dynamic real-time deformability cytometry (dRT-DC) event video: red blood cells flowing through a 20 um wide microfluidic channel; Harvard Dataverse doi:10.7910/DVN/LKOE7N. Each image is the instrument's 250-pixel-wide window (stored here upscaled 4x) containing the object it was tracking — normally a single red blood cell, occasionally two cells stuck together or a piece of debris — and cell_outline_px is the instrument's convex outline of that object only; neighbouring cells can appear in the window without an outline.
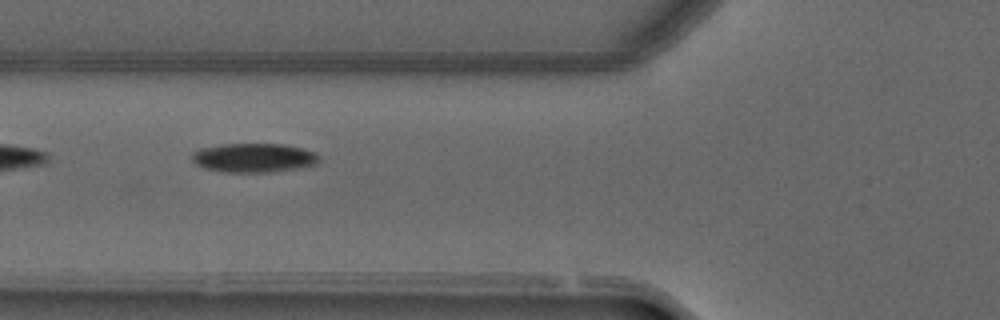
{"species": "common noctule bat (a hibernating species)", "species_latin": "Nyctalus noctula", "temperature_condition": "warm", "stored_images_in_passage": 4, "camera_frame_rate_fps": 3000, "um_per_image_px": 0.085, "animal": {"sex": "male", "forearm_length_mm": 52.5}, "frame": {"image": 1, "passage_image": 2, "time_ms": 0.333, "image_size_px": [1000, 320], "cell_outline_px": [[320, 160], [316, 164], [300, 168], [272, 172], [224, 172], [204, 168], [196, 164], [192, 160], [192, 152], [200, 148], [224, 144], [284, 144], [316, 152], [320, 156]], "centroid_in_image_um": [21.59, 13.41], "position_along_channel_um": 104.2, "area_um2": 21.68}}
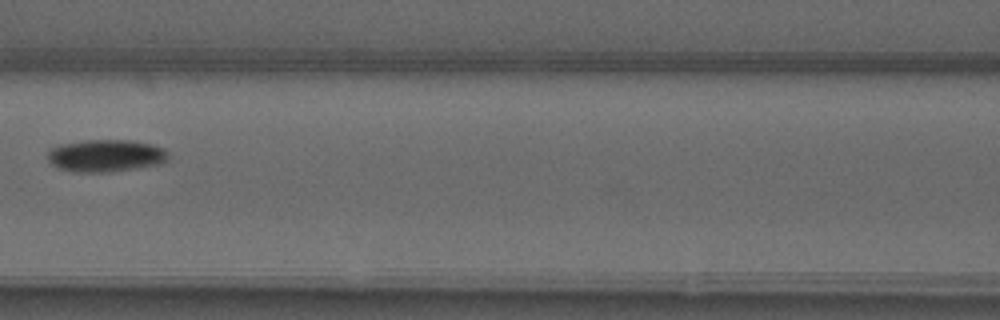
{"frame": {"image": 2, "passage_image": 3, "time_ms": 0.667, "image_size_px": [1000, 320], "cell_outline_px": [[168, 160], [160, 164], [136, 168], [104, 172], [76, 172], [60, 168], [52, 164], [48, 160], [48, 152], [52, 148], [64, 144], [92, 140], [124, 140], [148, 144], [160, 148], [168, 152]], "centroid_in_image_um": [8.99, 13.25], "position_along_channel_um": 157.6, "area_um2": 22.14}}
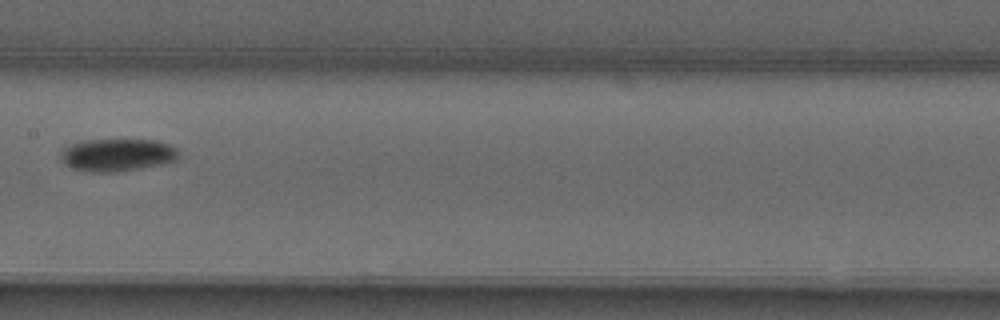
{"frame": {"image": 3, "passage_image": 4, "time_ms": 1.0, "image_size_px": [1000, 320], "cell_outline_px": [[180, 156], [176, 160], [160, 164], [116, 172], [92, 172], [76, 168], [68, 164], [60, 156], [60, 152], [64, 148], [72, 144], [88, 140], [152, 140], [168, 144], [176, 148]], "centroid_in_image_um": [10.0, 13.16], "position_along_channel_um": 197.4, "area_um2": 21.85}}